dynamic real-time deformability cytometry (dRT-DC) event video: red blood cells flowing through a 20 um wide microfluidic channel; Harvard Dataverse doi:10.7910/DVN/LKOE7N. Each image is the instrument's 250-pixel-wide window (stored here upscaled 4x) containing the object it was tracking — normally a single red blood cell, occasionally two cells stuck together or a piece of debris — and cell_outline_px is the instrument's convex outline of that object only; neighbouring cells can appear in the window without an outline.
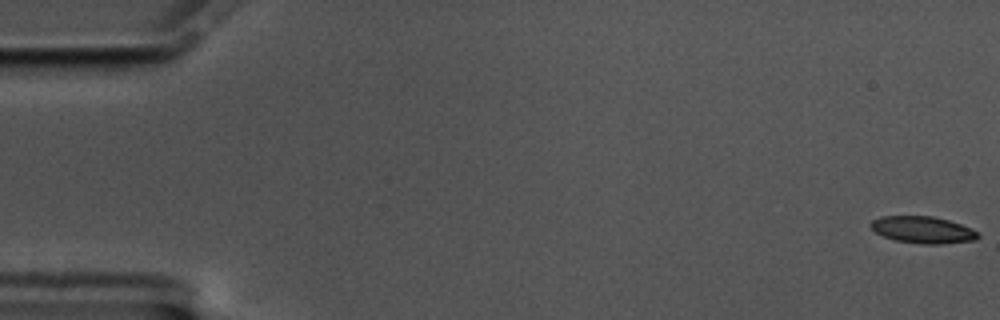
{"species": "common noctule bat (a hibernating species)", "species_latin": "Nyctalus noctula", "temperature_condition": "cold", "stored_images_in_passage": 61, "camera_frame_rate_fps": 3000, "um_per_image_px": 0.085, "animal": {"sex": "male", "body_mass_g": 17.5, "forearm_length_mm": 52.3}, "frame": {"image": 1, "passage_image": 1, "time_ms": 0.0, "image_size_px": [1000, 320], "cell_outline_px": [[980, 236], [976, 240], [940, 244], [920, 244], [896, 240], [884, 236], [876, 232], [868, 224], [872, 220], [880, 216], [932, 216], [948, 220], [960, 224], [980, 232]], "centroid_in_image_um": [78.45, 19.53], "position_along_channel_um": 6.6, "area_um2": 16.82}}
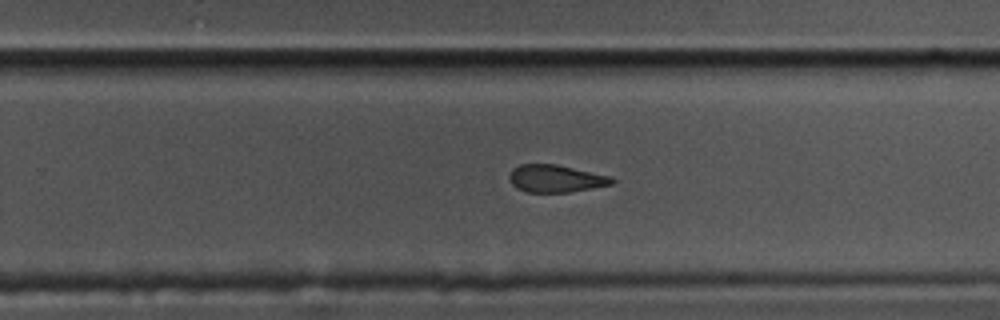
{"frame": {"image": 2, "passage_image": 39, "time_ms": 12.667, "image_size_px": [1000, 320], "cell_outline_px": [[616, 180], [612, 184], [568, 192], [528, 192], [516, 188], [508, 180], [508, 176], [512, 168], [520, 164], [556, 164], [612, 176]], "centroid_in_image_um": [47.21, 15.17], "position_along_channel_um": 282.6, "area_um2": 16.47}}
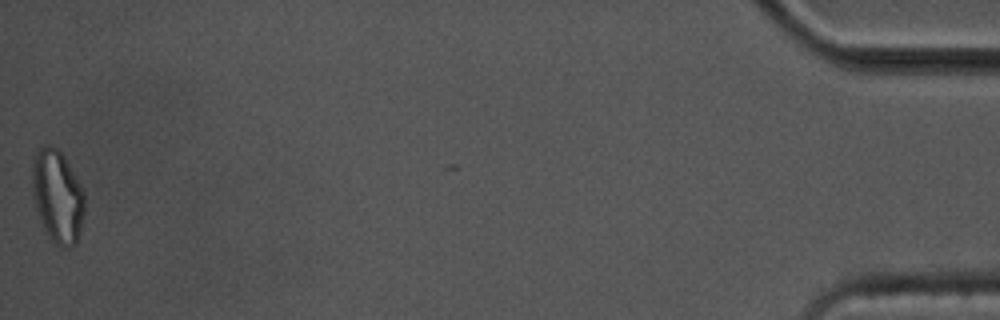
{"frame": {"image": 3, "passage_image": 61, "time_ms": 20.0, "image_size_px": [1000, 320], "cell_outline_px": [[84, 212], [80, 232], [76, 244], [64, 248], [60, 248], [44, 232], [32, 196], [32, 160], [36, 148], [44, 144], [48, 144], [56, 148], [64, 156], [80, 184], [84, 192]], "centroid_in_image_um": [4.86, 16.68], "position_along_channel_um": 430.3, "area_um2": 28.73}, "authors_computed_cell_mechanics": {"area_um2": 17.629, "velocity_mm_per_s": 3.3342, "shape_relaxation_time_tau1_ms": 5.3642, "shape_relaxation_time_tau2_ms": 3.4609, "deformation_change_tau1": 0.1267, "deformation_change_tau2": 0.1139}}